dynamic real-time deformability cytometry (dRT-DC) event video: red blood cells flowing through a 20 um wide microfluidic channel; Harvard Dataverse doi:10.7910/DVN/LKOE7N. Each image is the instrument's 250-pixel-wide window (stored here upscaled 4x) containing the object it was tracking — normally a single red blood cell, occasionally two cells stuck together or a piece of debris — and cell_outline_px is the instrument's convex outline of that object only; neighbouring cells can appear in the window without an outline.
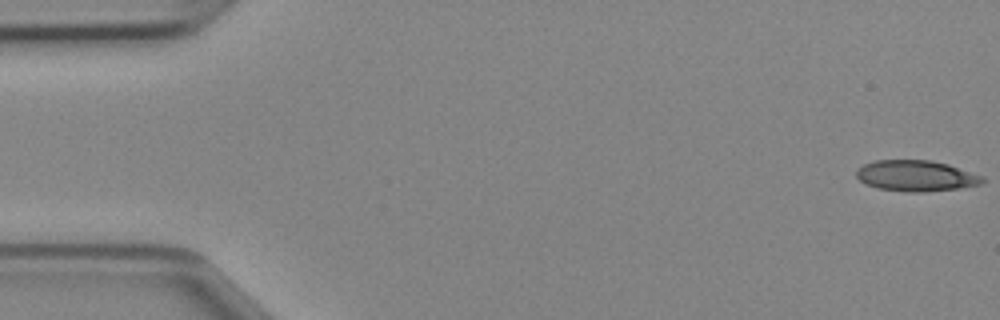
{"species": "Egyptian fruit bat (a non-hibernating species)", "species_latin": "Rousettus aegyptiacus", "temperature_condition": "cold", "stored_images_in_passage": 10, "camera_frame_rate_fps": 3000, "um_per_image_px": 0.085, "animal": {"sex": "female"}, "frame": {"image": 1, "passage_image": 1, "time_ms": 0.0, "image_size_px": [1000, 320], "cell_outline_px": [[984, 180], [980, 184], [956, 188], [924, 192], [908, 192], [876, 188], [864, 184], [856, 176], [856, 172], [864, 164], [876, 160], [928, 160], [948, 164], [984, 176]], "centroid_in_image_um": [77.84, 14.94], "position_along_channel_um": 7.2, "area_um2": 22.6}}